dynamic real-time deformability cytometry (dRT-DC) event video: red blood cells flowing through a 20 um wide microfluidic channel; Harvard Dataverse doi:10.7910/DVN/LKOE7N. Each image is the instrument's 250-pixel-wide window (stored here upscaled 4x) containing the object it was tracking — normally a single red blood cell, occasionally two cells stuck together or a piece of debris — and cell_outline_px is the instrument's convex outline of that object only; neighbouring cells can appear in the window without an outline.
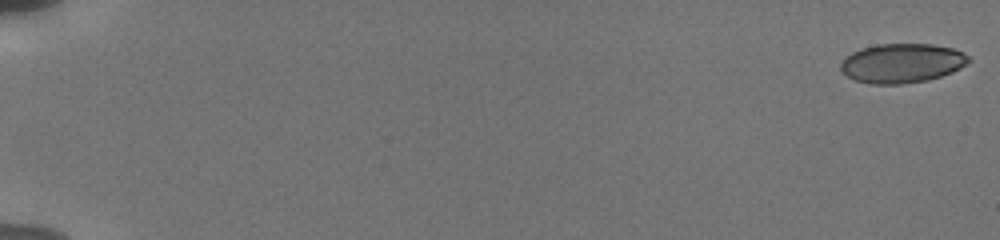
{"species": "human", "species_latin": "Homo sapiens", "temperature_condition": "cold", "stored_images_in_passage": 56, "camera_frame_rate_fps": 3000, "um_per_image_px": 0.085, "donor": {"sex": "male"}, "frame": {"image": 1, "passage_image": 1, "time_ms": 0.0, "image_size_px": [1000, 240], "cell_outline_px": [[972, 60], [960, 68], [952, 72], [928, 80], [900, 84], [872, 84], [856, 80], [848, 76], [840, 68], [840, 64], [852, 52], [860, 48], [876, 44], [932, 44], [952, 48], [968, 56]], "centroid_in_image_um": [76.67, 5.36], "position_along_channel_um": 8.3, "area_um2": 29.13}}
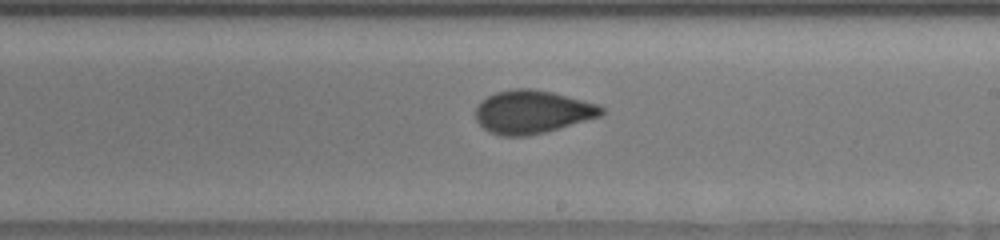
{"frame": {"image": 2, "passage_image": 35, "time_ms": 11.333, "image_size_px": [1000, 240], "cell_outline_px": [[604, 112], [600, 116], [544, 132], [528, 136], [500, 136], [488, 132], [476, 120], [476, 108], [480, 100], [496, 92], [516, 88], [532, 88], [552, 92], [600, 104], [604, 108]], "centroid_in_image_um": [45.22, 9.5], "position_along_channel_um": 243.8, "area_um2": 31.67}}
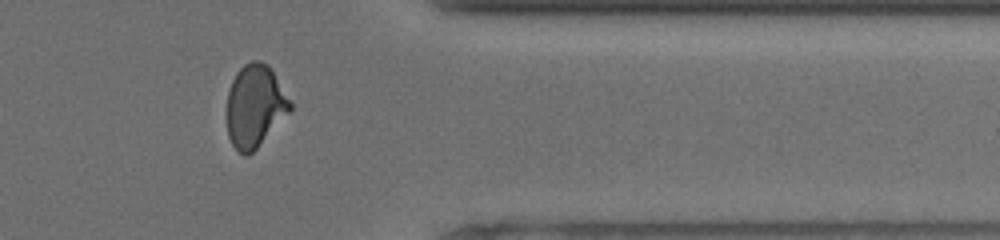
{"frame": {"image": 3, "passage_image": 47, "time_ms": 15.333, "image_size_px": [1000, 240], "cell_outline_px": [[292, 108], [256, 148], [248, 156], [244, 156], [236, 152], [228, 136], [228, 92], [232, 80], [236, 72], [244, 64], [252, 60], [260, 60], [268, 64], [292, 104]], "centroid_in_image_um": [21.64, 9.01], "position_along_channel_um": 389.8, "area_um2": 30.0}, "authors_computed_cell_mechanics": {"area_um2": 30.5762, "velocity_mm_per_s": 3.8451, "shape_relaxation_time_tau1_ms": null, "shape_relaxation_time_tau2_ms": 0.8693, "deformation_change_tau1": null, "deformation_change_tau2": 0.0503}}